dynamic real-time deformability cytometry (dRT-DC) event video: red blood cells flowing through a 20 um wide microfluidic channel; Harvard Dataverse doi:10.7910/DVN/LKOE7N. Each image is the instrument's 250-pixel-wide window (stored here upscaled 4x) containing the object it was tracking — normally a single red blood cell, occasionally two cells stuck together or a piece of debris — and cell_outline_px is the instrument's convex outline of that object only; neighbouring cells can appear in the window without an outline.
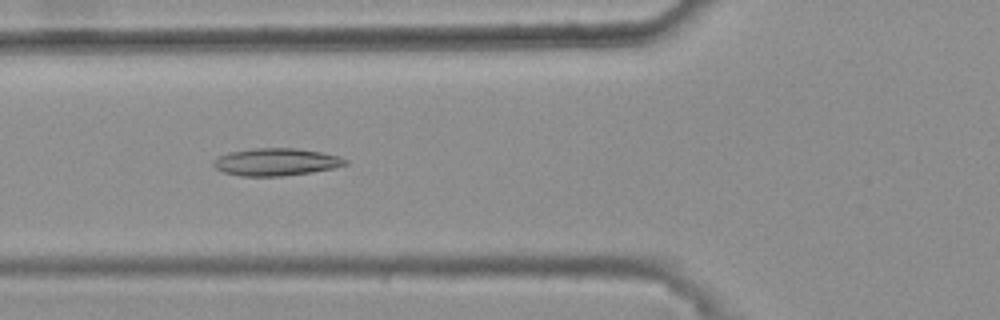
{"species": "common noctule bat (a hibernating species)", "species_latin": "Nyctalus noctula", "temperature_condition": "warm", "stored_images_in_passage": 36, "camera_frame_rate_fps": 3000, "um_per_image_px": 0.085, "animal": {"sex": "female", "body_mass_g": 25.1}, "frame": {"image": 1, "passage_image": 9, "time_ms": 2.667, "image_size_px": [1000, 320], "cell_outline_px": [[336, 164], [324, 168], [304, 172], [232, 172], [244, 152], [312, 152], [328, 156]], "centroid_in_image_um": [23.98, 13.78], "position_along_channel_um": 101.8, "area_um2": 12.66}}
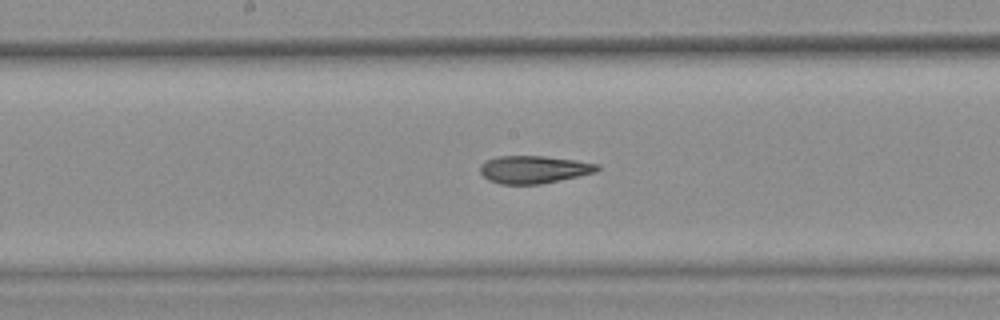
{"frame": {"image": 2, "passage_image": 17, "time_ms": 5.333, "image_size_px": [1000, 320], "cell_outline_px": [[596, 168], [588, 172], [552, 180], [528, 184], [512, 184], [496, 180], [488, 176], [484, 172], [484, 168], [492, 160], [516, 156], [528, 156], [564, 160], [588, 164]], "centroid_in_image_um": [45.31, 14.41], "position_along_channel_um": 202.9, "area_um2": 15.61}}
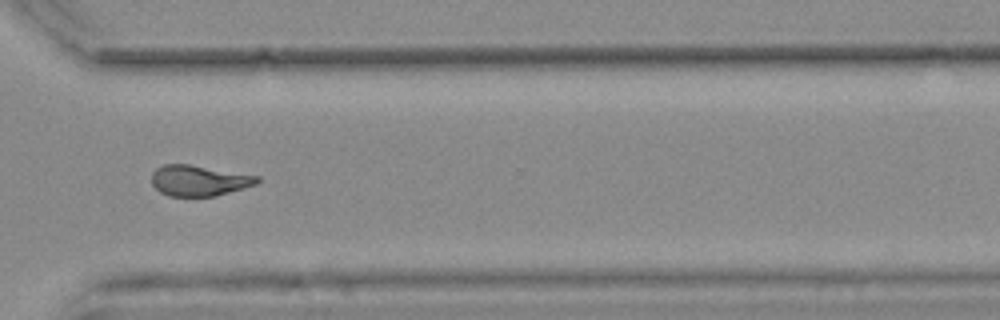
{"frame": {"image": 3, "passage_image": 29, "time_ms": 9.333, "image_size_px": [1000, 320], "cell_outline_px": [[256, 180], [252, 184], [224, 192], [208, 196], [176, 196], [164, 192], [152, 180], [156, 172], [160, 168], [172, 164], [180, 164], [244, 176]], "centroid_in_image_um": [16.75, 15.38], "position_along_channel_um": 353.8, "area_um2": 16.07}}